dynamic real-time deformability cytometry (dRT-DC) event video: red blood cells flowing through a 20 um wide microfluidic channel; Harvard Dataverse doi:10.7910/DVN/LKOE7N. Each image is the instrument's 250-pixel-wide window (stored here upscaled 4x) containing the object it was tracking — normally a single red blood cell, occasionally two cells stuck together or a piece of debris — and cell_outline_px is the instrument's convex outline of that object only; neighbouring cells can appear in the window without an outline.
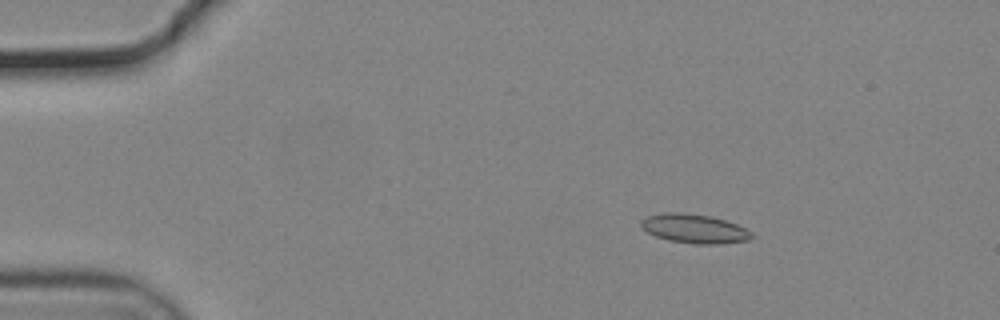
{"species": "common noctule bat (a hibernating species)", "species_latin": "Nyctalus noctula", "temperature_condition": "cold", "stored_images_in_passage": 55, "camera_frame_rate_fps": 3000, "um_per_image_px": 0.085, "animal": {"sex": "male", "body_mass_g": 19.2, "forearm_length_mm": 51.8}, "frame": {"image": 1, "passage_image": 9, "time_ms": 2.667, "image_size_px": [1000, 320], "cell_outline_px": [[756, 236], [752, 240], [720, 244], [692, 244], [668, 240], [656, 236], [640, 228], [640, 220], [648, 216], [668, 212], [680, 212], [712, 216], [736, 224], [752, 232]], "centroid_in_image_um": [59.05, 19.45], "position_along_channel_um": 26.0, "area_um2": 18.96}}
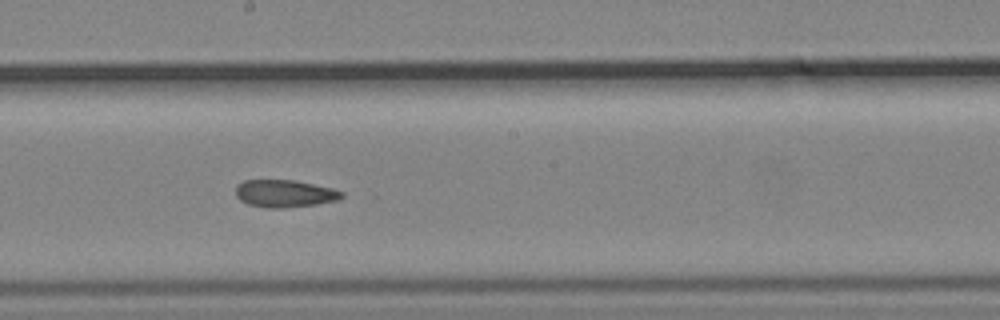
{"frame": {"image": 2, "passage_image": 31, "time_ms": 10.0, "image_size_px": [1000, 320], "cell_outline_px": [[344, 196], [336, 200], [316, 204], [284, 208], [268, 208], [248, 204], [240, 200], [236, 196], [236, 184], [244, 180], [292, 180], [332, 188], [344, 192]], "centroid_in_image_um": [24.17, 16.45], "position_along_channel_um": 224.0, "area_um2": 16.88}}
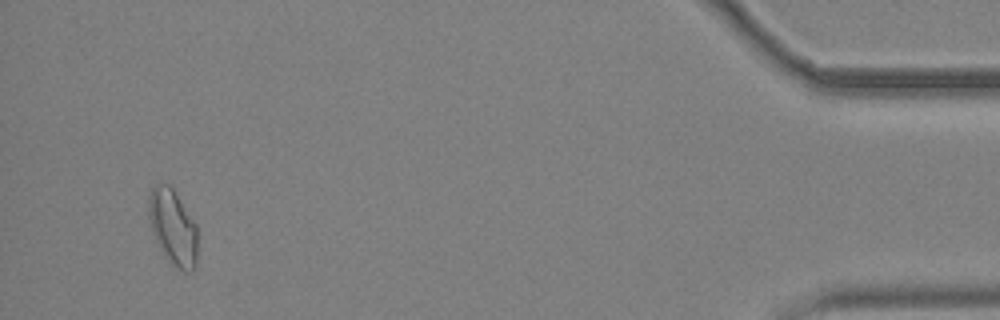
{"frame": {"image": 3, "passage_image": 53, "time_ms": 17.333, "image_size_px": [1000, 320], "cell_outline_px": [[196, 268], [192, 272], [184, 272], [168, 264], [152, 232], [148, 216], [148, 196], [152, 188], [156, 184], [168, 184], [172, 188], [196, 224]], "centroid_in_image_um": [14.68, 19.37], "position_along_channel_um": 420.5, "area_um2": 21.68}, "authors_computed_cell_mechanics": {"area_um2": 17.6868, "velocity_mm_per_s": 3.7188, "shape_relaxation_time_tau1_ms": null, "shape_relaxation_time_tau2_ms": 4.7827, "deformation_change_tau1": null, "deformation_change_tau2": 0.1195}}